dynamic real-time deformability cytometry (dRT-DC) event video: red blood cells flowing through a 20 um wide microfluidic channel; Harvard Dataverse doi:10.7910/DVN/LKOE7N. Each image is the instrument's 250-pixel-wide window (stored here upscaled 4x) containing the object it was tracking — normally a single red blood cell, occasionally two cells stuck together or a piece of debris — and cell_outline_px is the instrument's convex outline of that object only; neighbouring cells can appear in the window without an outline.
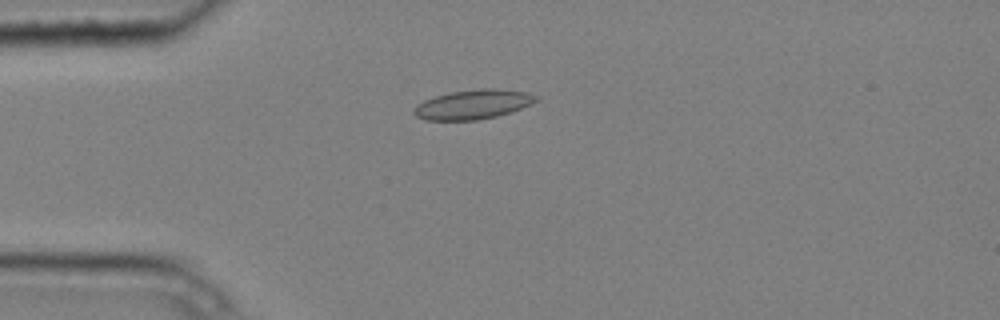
{"species": "common noctule bat (a hibernating species)", "species_latin": "Nyctalus noctula", "temperature_condition": "cold", "stored_images_in_passage": 6, "camera_frame_rate_fps": 3000, "um_per_image_px": 0.085, "animal": {"sex": "male", "body_mass_g": 20.4}, "frame": {"image": 1, "passage_image": 4, "time_ms": 1.0, "image_size_px": [1000, 320], "cell_outline_px": [[540, 100], [532, 104], [512, 112], [496, 116], [476, 120], [424, 120], [416, 116], [412, 112], [416, 104], [424, 100], [436, 96], [452, 92], [480, 88], [496, 88], [528, 92], [540, 96]], "centroid_in_image_um": [40.26, 8.87], "position_along_channel_um": 44.7, "area_um2": 21.21}}
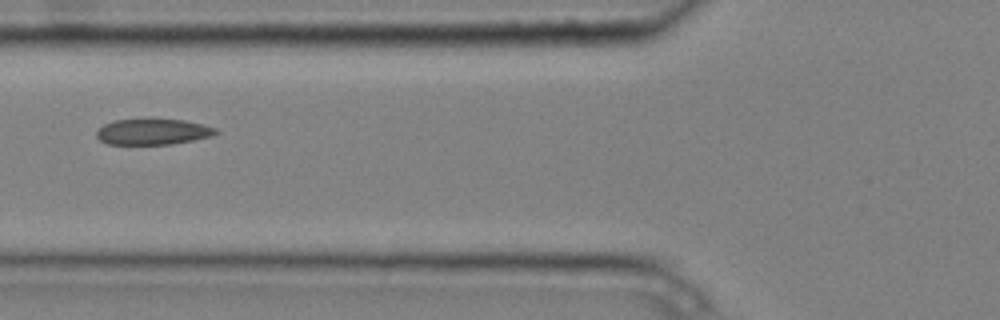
{"frame": {"image": 2, "passage_image": 6, "time_ms": 1.667, "image_size_px": [1000, 320], "cell_outline_px": [[220, 132], [212, 136], [172, 144], [108, 144], [100, 140], [96, 136], [96, 132], [104, 124], [116, 120], [152, 116], [184, 120], [216, 128]], "centroid_in_image_um": [12.99, 11.15], "position_along_channel_um": 112.8, "area_um2": 18.61}}